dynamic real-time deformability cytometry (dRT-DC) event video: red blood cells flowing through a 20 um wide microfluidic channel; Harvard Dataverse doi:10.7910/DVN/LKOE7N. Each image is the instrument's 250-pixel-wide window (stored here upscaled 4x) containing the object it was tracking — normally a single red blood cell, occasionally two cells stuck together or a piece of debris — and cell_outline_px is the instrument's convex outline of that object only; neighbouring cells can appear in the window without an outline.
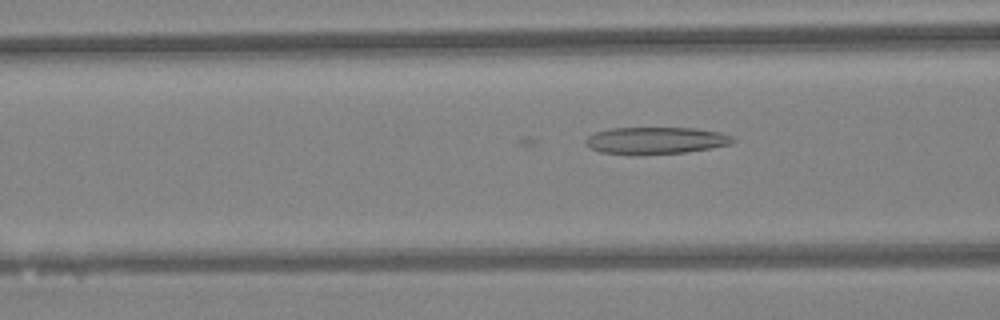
{"species": "Egyptian fruit bat (a non-hibernating species)", "species_latin": "Rousettus aegyptiacus", "temperature_condition": "warm", "stored_images_in_passage": 19, "camera_frame_rate_fps": 3000, "um_per_image_px": 0.085, "animal": {"sex": "female"}, "frame": {"image": 1, "passage_image": 4, "time_ms": 1.0, "image_size_px": [1000, 320], "cell_outline_px": [[736, 140], [732, 144], [712, 148], [688, 152], [640, 156], [628, 156], [600, 152], [584, 144], [584, 140], [588, 136], [596, 132], [612, 128], [696, 128], [720, 132], [732, 136]], "centroid_in_image_um": [55.73, 11.97], "position_along_channel_um": 110.9, "area_um2": 23.81}}
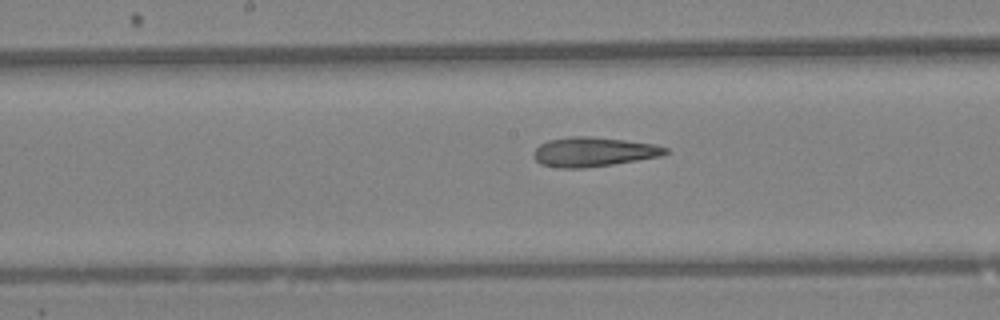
{"frame": {"image": 2, "passage_image": 10, "time_ms": 3.0, "image_size_px": [1000, 320], "cell_outline_px": [[668, 152], [660, 156], [612, 164], [584, 168], [560, 168], [540, 164], [532, 156], [532, 152], [540, 144], [548, 140], [572, 136], [588, 136], [624, 140], [656, 144], [668, 148]], "centroid_in_image_um": [50.41, 12.91], "position_along_channel_um": 197.8, "area_um2": 22.54}}
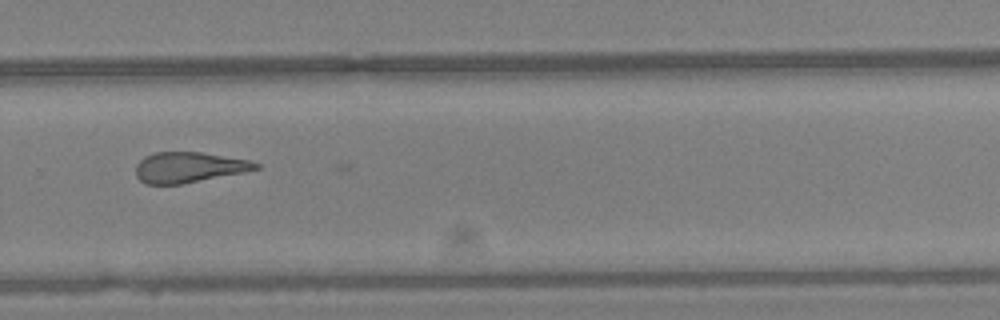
{"frame": {"image": 3, "passage_image": 18, "time_ms": 5.667, "image_size_px": [1000, 320], "cell_outline_px": [[260, 168], [244, 172], [180, 184], [148, 184], [140, 180], [136, 176], [136, 164], [144, 156], [156, 152], [200, 152], [252, 160], [260, 164]], "centroid_in_image_um": [16.06, 14.21], "position_along_channel_um": 313.7, "area_um2": 21.27}}